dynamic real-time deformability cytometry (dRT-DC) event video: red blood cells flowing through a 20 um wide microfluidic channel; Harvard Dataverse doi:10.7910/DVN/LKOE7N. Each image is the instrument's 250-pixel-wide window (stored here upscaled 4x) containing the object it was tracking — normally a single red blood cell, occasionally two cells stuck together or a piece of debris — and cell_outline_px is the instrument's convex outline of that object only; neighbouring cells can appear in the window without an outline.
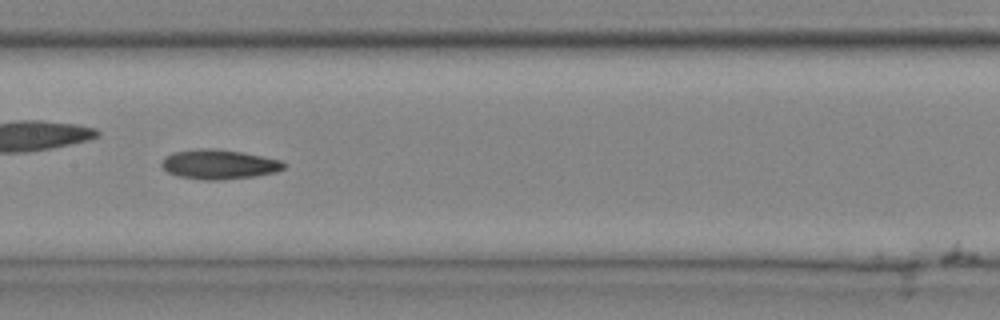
{"species": "common noctule bat (a hibernating species)", "species_latin": "Nyctalus noctula", "temperature_condition": "cold", "stored_images_in_passage": 24, "camera_frame_rate_fps": 3000, "um_per_image_px": 0.085, "animal": {"sex": "male", "body_mass_g": 20.4}, "frame": {"image": 1, "passage_image": 10, "time_ms": 3.0, "image_size_px": [1000, 320], "cell_outline_px": [[284, 168], [276, 172], [256, 176], [220, 180], [204, 180], [176, 176], [168, 172], [160, 164], [164, 156], [172, 152], [200, 148], [212, 148], [240, 152], [280, 160], [284, 164]], "centroid_in_image_um": [18.55, 13.97], "position_along_channel_um": 188.8, "area_um2": 21.04}}